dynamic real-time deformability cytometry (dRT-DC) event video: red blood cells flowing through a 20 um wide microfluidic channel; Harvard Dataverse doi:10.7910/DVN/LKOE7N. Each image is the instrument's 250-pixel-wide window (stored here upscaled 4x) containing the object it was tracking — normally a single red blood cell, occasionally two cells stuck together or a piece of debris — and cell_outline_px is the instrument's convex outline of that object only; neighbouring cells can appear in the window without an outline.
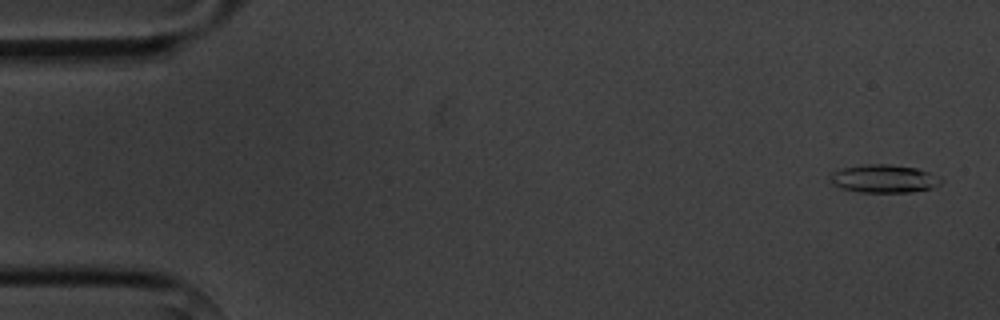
{"species": "common noctule bat (a hibernating species)", "species_latin": "Nyctalus noctula", "temperature_condition": "cold", "stored_images_in_passage": 5, "camera_frame_rate_fps": 3000, "um_per_image_px": 0.085, "animal": {"sex": "male", "body_mass_g": 20.1, "forearm_length_mm": 53.5}, "frame": {"image": 1, "passage_image": 1, "time_ms": 0.0, "image_size_px": [1000, 320], "cell_outline_px": [[944, 180], [940, 184], [932, 188], [912, 192], [860, 192], [844, 188], [832, 184], [828, 180], [832, 172], [840, 168], [868, 164], [888, 164], [916, 168], [928, 172]], "centroid_in_image_um": [75.12, 15.19], "position_along_channel_um": 9.9, "area_um2": 18.09}}